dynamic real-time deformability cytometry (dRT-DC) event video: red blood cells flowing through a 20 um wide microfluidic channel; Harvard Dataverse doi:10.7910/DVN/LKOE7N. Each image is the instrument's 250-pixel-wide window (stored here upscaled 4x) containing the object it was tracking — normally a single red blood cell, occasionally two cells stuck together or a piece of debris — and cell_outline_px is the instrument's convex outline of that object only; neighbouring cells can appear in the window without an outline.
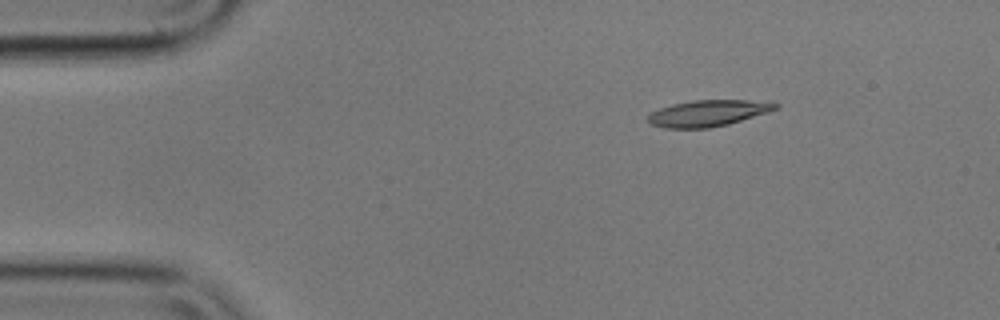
{"species": "common noctule bat (a hibernating species)", "species_latin": "Nyctalus noctula", "temperature_condition": "cold", "stored_images_in_passage": 19, "camera_frame_rate_fps": 3000, "um_per_image_px": 0.085, "animal": {"sex": "male", "body_mass_g": 17.9}, "frame": {"image": 1, "passage_image": 1, "time_ms": 0.0, "image_size_px": [1000, 320], "cell_outline_px": [[780, 108], [768, 112], [728, 124], [708, 128], [664, 128], [652, 124], [648, 120], [648, 116], [652, 112], [660, 108], [672, 104], [692, 100], [748, 100], [780, 104]], "centroid_in_image_um": [60.18, 9.62], "position_along_channel_um": 24.8, "area_um2": 19.36}}
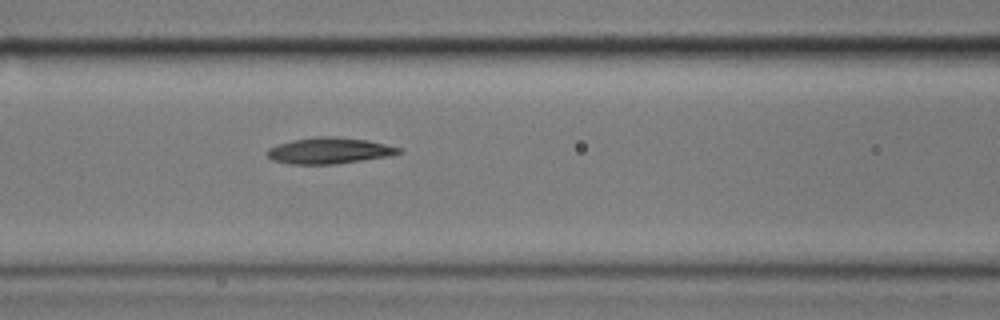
{"frame": {"image": 2, "passage_image": 16, "time_ms": 5.0, "image_size_px": [1000, 320], "cell_outline_px": [[404, 152], [388, 156], [336, 164], [288, 164], [272, 160], [268, 156], [268, 148], [292, 140], [316, 136], [336, 136], [368, 140], [404, 148]], "centroid_in_image_um": [28.04, 12.8], "position_along_channel_um": 138.6, "area_um2": 20.17}}
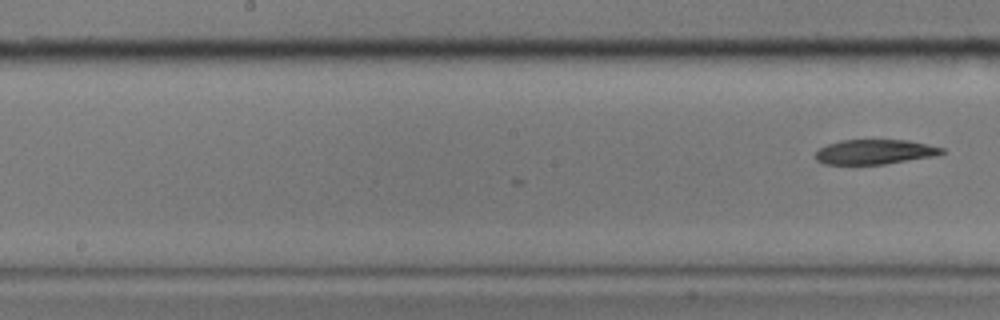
{"frame": {"image": 3, "passage_image": 19, "time_ms": 6.0, "image_size_px": [1000, 320], "cell_outline_px": [[944, 152], [936, 156], [884, 164], [824, 164], [816, 160], [816, 152], [820, 148], [828, 144], [840, 140], [908, 140], [928, 144], [944, 148]], "centroid_in_image_um": [74.37, 12.91], "position_along_channel_um": 173.8, "area_um2": 18.21}}